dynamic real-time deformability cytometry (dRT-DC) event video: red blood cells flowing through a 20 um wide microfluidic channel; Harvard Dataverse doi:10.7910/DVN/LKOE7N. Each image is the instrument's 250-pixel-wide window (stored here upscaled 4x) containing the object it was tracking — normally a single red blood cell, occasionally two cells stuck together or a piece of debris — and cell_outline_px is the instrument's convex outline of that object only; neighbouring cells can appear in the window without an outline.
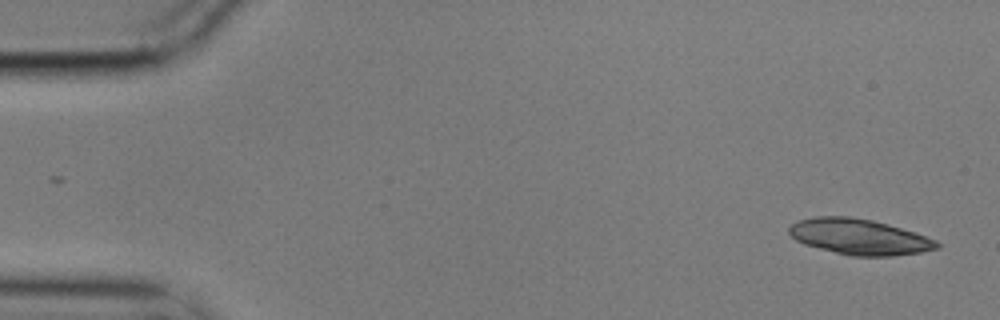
{"species": "common noctule bat (a hibernating species)", "species_latin": "Nyctalus noctula", "temperature_condition": "cold", "stored_images_in_passage": 54, "camera_frame_rate_fps": 3000, "um_per_image_px": 0.085, "animal": {"sex": "male", "body_mass_g": 17.9}, "frame": {"image": 1, "passage_image": 1, "time_ms": 0.0, "image_size_px": [1000, 320], "cell_outline_px": [[940, 248], [920, 252], [892, 256], [852, 256], [804, 244], [796, 240], [788, 232], [788, 228], [796, 220], [816, 216], [848, 216], [872, 220], [888, 224], [916, 232], [936, 240], [940, 244]], "centroid_in_image_um": [73.04, 20.12], "position_along_channel_um": 12.0, "area_um2": 30.75}}
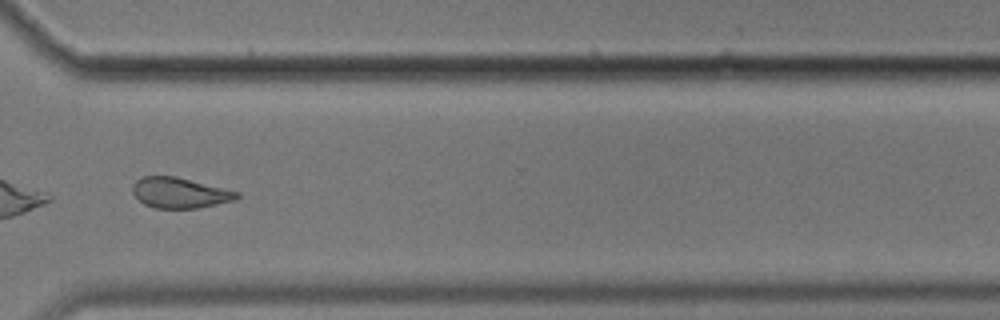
{"frame": {"image": 2, "passage_image": 41, "time_ms": 13.333, "image_size_px": [1000, 320], "cell_outline_px": [[240, 196], [236, 200], [200, 208], [152, 208], [144, 204], [132, 192], [132, 184], [136, 180], [144, 176], [176, 176], [240, 192]], "centroid_in_image_um": [15.29, 16.39], "position_along_channel_um": 355.3, "area_um2": 18.67}}
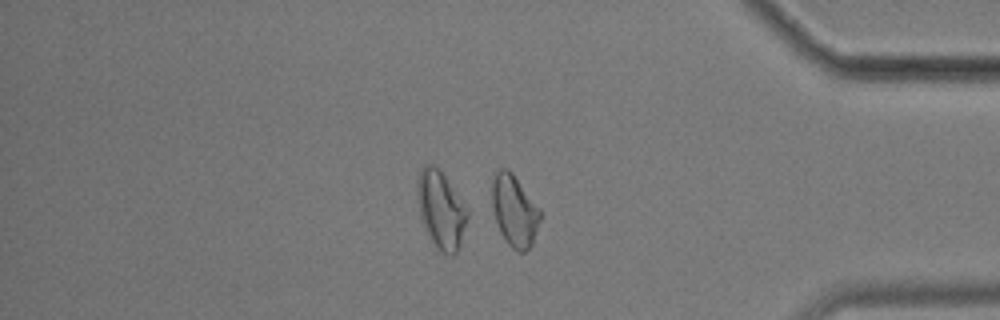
{"frame": {"image": 3, "passage_image": 46, "time_ms": 15.0, "image_size_px": [1000, 320], "cell_outline_px": [[544, 216], [532, 244], [524, 252], [516, 252], [508, 244], [500, 232], [492, 208], [492, 180], [496, 172], [500, 168], [508, 168], [512, 172], [540, 208]], "centroid_in_image_um": [43.76, 17.92], "position_along_channel_um": 391.4, "area_um2": 20.46}, "authors_computed_cell_mechanics": {"area_um2": 20.0855, "velocity_mm_per_s": 3.5121, "shape_relaxation_time_tau1_ms": 6.3548, "shape_relaxation_time_tau2_ms": 4.9378, "deformation_change_tau1": 0.1043, "deformation_change_tau2": 0.1094}}